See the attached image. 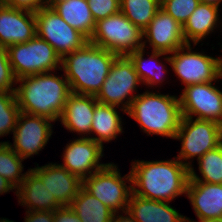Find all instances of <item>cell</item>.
I'll use <instances>...</instances> for the list:
<instances>
[{
  "mask_svg": "<svg viewBox=\"0 0 222 222\" xmlns=\"http://www.w3.org/2000/svg\"><path fill=\"white\" fill-rule=\"evenodd\" d=\"M17 80L12 72L7 48L0 46V91H15Z\"/></svg>",
  "mask_w": 222,
  "mask_h": 222,
  "instance_id": "33",
  "label": "cell"
},
{
  "mask_svg": "<svg viewBox=\"0 0 222 222\" xmlns=\"http://www.w3.org/2000/svg\"><path fill=\"white\" fill-rule=\"evenodd\" d=\"M0 3L35 13L46 5V0H0Z\"/></svg>",
  "mask_w": 222,
  "mask_h": 222,
  "instance_id": "34",
  "label": "cell"
},
{
  "mask_svg": "<svg viewBox=\"0 0 222 222\" xmlns=\"http://www.w3.org/2000/svg\"><path fill=\"white\" fill-rule=\"evenodd\" d=\"M143 48L149 42L152 51L170 55L178 48L186 45L183 26L161 8L157 11L150 24L143 30Z\"/></svg>",
  "mask_w": 222,
  "mask_h": 222,
  "instance_id": "15",
  "label": "cell"
},
{
  "mask_svg": "<svg viewBox=\"0 0 222 222\" xmlns=\"http://www.w3.org/2000/svg\"><path fill=\"white\" fill-rule=\"evenodd\" d=\"M143 40V31L119 11L96 22L89 42L117 56H128L143 48Z\"/></svg>",
  "mask_w": 222,
  "mask_h": 222,
  "instance_id": "5",
  "label": "cell"
},
{
  "mask_svg": "<svg viewBox=\"0 0 222 222\" xmlns=\"http://www.w3.org/2000/svg\"><path fill=\"white\" fill-rule=\"evenodd\" d=\"M58 1H64V0H46V3H56Z\"/></svg>",
  "mask_w": 222,
  "mask_h": 222,
  "instance_id": "42",
  "label": "cell"
},
{
  "mask_svg": "<svg viewBox=\"0 0 222 222\" xmlns=\"http://www.w3.org/2000/svg\"><path fill=\"white\" fill-rule=\"evenodd\" d=\"M118 213L119 212L113 213V215L110 219V222H136L134 220L133 216L129 213V211L126 210L123 212L125 214V216H123L121 214L119 215Z\"/></svg>",
  "mask_w": 222,
  "mask_h": 222,
  "instance_id": "37",
  "label": "cell"
},
{
  "mask_svg": "<svg viewBox=\"0 0 222 222\" xmlns=\"http://www.w3.org/2000/svg\"><path fill=\"white\" fill-rule=\"evenodd\" d=\"M97 103L98 101L93 95L71 93L65 103L64 111L59 121L70 132L73 131L81 137L88 138L92 126L94 108Z\"/></svg>",
  "mask_w": 222,
  "mask_h": 222,
  "instance_id": "18",
  "label": "cell"
},
{
  "mask_svg": "<svg viewBox=\"0 0 222 222\" xmlns=\"http://www.w3.org/2000/svg\"><path fill=\"white\" fill-rule=\"evenodd\" d=\"M161 0H120V11L142 31L160 9Z\"/></svg>",
  "mask_w": 222,
  "mask_h": 222,
  "instance_id": "28",
  "label": "cell"
},
{
  "mask_svg": "<svg viewBox=\"0 0 222 222\" xmlns=\"http://www.w3.org/2000/svg\"><path fill=\"white\" fill-rule=\"evenodd\" d=\"M118 108L98 102L94 108L90 136L88 137L103 146L105 142H110L123 133L122 118L117 111ZM91 134H96L95 136L98 137H91Z\"/></svg>",
  "mask_w": 222,
  "mask_h": 222,
  "instance_id": "24",
  "label": "cell"
},
{
  "mask_svg": "<svg viewBox=\"0 0 222 222\" xmlns=\"http://www.w3.org/2000/svg\"><path fill=\"white\" fill-rule=\"evenodd\" d=\"M37 36L47 41L61 57L81 49L89 40L68 25L64 19L48 5L35 12Z\"/></svg>",
  "mask_w": 222,
  "mask_h": 222,
  "instance_id": "11",
  "label": "cell"
},
{
  "mask_svg": "<svg viewBox=\"0 0 222 222\" xmlns=\"http://www.w3.org/2000/svg\"><path fill=\"white\" fill-rule=\"evenodd\" d=\"M87 3L95 22L120 11V0H87Z\"/></svg>",
  "mask_w": 222,
  "mask_h": 222,
  "instance_id": "32",
  "label": "cell"
},
{
  "mask_svg": "<svg viewBox=\"0 0 222 222\" xmlns=\"http://www.w3.org/2000/svg\"><path fill=\"white\" fill-rule=\"evenodd\" d=\"M15 193L27 211H54L62 206L31 168Z\"/></svg>",
  "mask_w": 222,
  "mask_h": 222,
  "instance_id": "20",
  "label": "cell"
},
{
  "mask_svg": "<svg viewBox=\"0 0 222 222\" xmlns=\"http://www.w3.org/2000/svg\"><path fill=\"white\" fill-rule=\"evenodd\" d=\"M46 5L51 6L68 25L82 33L88 40L93 35L96 22L87 0H64Z\"/></svg>",
  "mask_w": 222,
  "mask_h": 222,
  "instance_id": "23",
  "label": "cell"
},
{
  "mask_svg": "<svg viewBox=\"0 0 222 222\" xmlns=\"http://www.w3.org/2000/svg\"><path fill=\"white\" fill-rule=\"evenodd\" d=\"M169 203L145 199L132 193L127 211L136 222H186V217L179 214Z\"/></svg>",
  "mask_w": 222,
  "mask_h": 222,
  "instance_id": "21",
  "label": "cell"
},
{
  "mask_svg": "<svg viewBox=\"0 0 222 222\" xmlns=\"http://www.w3.org/2000/svg\"><path fill=\"white\" fill-rule=\"evenodd\" d=\"M53 220L54 222H82L70 205L61 206L54 210Z\"/></svg>",
  "mask_w": 222,
  "mask_h": 222,
  "instance_id": "35",
  "label": "cell"
},
{
  "mask_svg": "<svg viewBox=\"0 0 222 222\" xmlns=\"http://www.w3.org/2000/svg\"><path fill=\"white\" fill-rule=\"evenodd\" d=\"M132 193L139 197L171 202L186 194L190 168L176 157L171 160H135L131 164Z\"/></svg>",
  "mask_w": 222,
  "mask_h": 222,
  "instance_id": "1",
  "label": "cell"
},
{
  "mask_svg": "<svg viewBox=\"0 0 222 222\" xmlns=\"http://www.w3.org/2000/svg\"><path fill=\"white\" fill-rule=\"evenodd\" d=\"M145 51V48L138 49L130 53L128 57L132 61L142 85L145 84L152 88L156 84L159 85V83L162 84V82L165 81L164 76L167 72V68L164 64L160 63L158 58L164 55L167 56V53L152 51L149 59H144Z\"/></svg>",
  "mask_w": 222,
  "mask_h": 222,
  "instance_id": "25",
  "label": "cell"
},
{
  "mask_svg": "<svg viewBox=\"0 0 222 222\" xmlns=\"http://www.w3.org/2000/svg\"><path fill=\"white\" fill-rule=\"evenodd\" d=\"M186 196L198 219L222 220V184L189 179Z\"/></svg>",
  "mask_w": 222,
  "mask_h": 222,
  "instance_id": "19",
  "label": "cell"
},
{
  "mask_svg": "<svg viewBox=\"0 0 222 222\" xmlns=\"http://www.w3.org/2000/svg\"><path fill=\"white\" fill-rule=\"evenodd\" d=\"M7 52L16 80L61 69V57L37 35L28 42L9 46Z\"/></svg>",
  "mask_w": 222,
  "mask_h": 222,
  "instance_id": "6",
  "label": "cell"
},
{
  "mask_svg": "<svg viewBox=\"0 0 222 222\" xmlns=\"http://www.w3.org/2000/svg\"><path fill=\"white\" fill-rule=\"evenodd\" d=\"M126 183L129 185L127 186ZM132 176L121 177L120 170L114 163H108L104 168L82 180V187L100 200L114 213L127 210L132 194Z\"/></svg>",
  "mask_w": 222,
  "mask_h": 222,
  "instance_id": "8",
  "label": "cell"
},
{
  "mask_svg": "<svg viewBox=\"0 0 222 222\" xmlns=\"http://www.w3.org/2000/svg\"><path fill=\"white\" fill-rule=\"evenodd\" d=\"M24 160L8 143H0V175L8 180L16 189L27 174V171L22 173V161Z\"/></svg>",
  "mask_w": 222,
  "mask_h": 222,
  "instance_id": "29",
  "label": "cell"
},
{
  "mask_svg": "<svg viewBox=\"0 0 222 222\" xmlns=\"http://www.w3.org/2000/svg\"><path fill=\"white\" fill-rule=\"evenodd\" d=\"M25 222H54L53 211H26Z\"/></svg>",
  "mask_w": 222,
  "mask_h": 222,
  "instance_id": "36",
  "label": "cell"
},
{
  "mask_svg": "<svg viewBox=\"0 0 222 222\" xmlns=\"http://www.w3.org/2000/svg\"><path fill=\"white\" fill-rule=\"evenodd\" d=\"M37 35L35 13L0 3V46L25 43Z\"/></svg>",
  "mask_w": 222,
  "mask_h": 222,
  "instance_id": "16",
  "label": "cell"
},
{
  "mask_svg": "<svg viewBox=\"0 0 222 222\" xmlns=\"http://www.w3.org/2000/svg\"><path fill=\"white\" fill-rule=\"evenodd\" d=\"M127 115L139 123L147 135L175 138L182 118L179 97L149 90L137 94Z\"/></svg>",
  "mask_w": 222,
  "mask_h": 222,
  "instance_id": "4",
  "label": "cell"
},
{
  "mask_svg": "<svg viewBox=\"0 0 222 222\" xmlns=\"http://www.w3.org/2000/svg\"><path fill=\"white\" fill-rule=\"evenodd\" d=\"M139 84L142 83L130 58L128 56H117L111 65L106 80L95 97L99 103L116 107L121 106V111L127 113L132 100L137 96L133 92H137Z\"/></svg>",
  "mask_w": 222,
  "mask_h": 222,
  "instance_id": "10",
  "label": "cell"
},
{
  "mask_svg": "<svg viewBox=\"0 0 222 222\" xmlns=\"http://www.w3.org/2000/svg\"><path fill=\"white\" fill-rule=\"evenodd\" d=\"M117 55L87 42L81 49L64 56L61 69L71 93L96 96Z\"/></svg>",
  "mask_w": 222,
  "mask_h": 222,
  "instance_id": "3",
  "label": "cell"
},
{
  "mask_svg": "<svg viewBox=\"0 0 222 222\" xmlns=\"http://www.w3.org/2000/svg\"><path fill=\"white\" fill-rule=\"evenodd\" d=\"M55 122L47 117L20 112L13 131V144L8 145L23 159L37 155L44 149L52 135V124Z\"/></svg>",
  "mask_w": 222,
  "mask_h": 222,
  "instance_id": "13",
  "label": "cell"
},
{
  "mask_svg": "<svg viewBox=\"0 0 222 222\" xmlns=\"http://www.w3.org/2000/svg\"><path fill=\"white\" fill-rule=\"evenodd\" d=\"M200 3H206V4H212V5H215V6H218L220 5V3L222 2V0H199Z\"/></svg>",
  "mask_w": 222,
  "mask_h": 222,
  "instance_id": "40",
  "label": "cell"
},
{
  "mask_svg": "<svg viewBox=\"0 0 222 222\" xmlns=\"http://www.w3.org/2000/svg\"><path fill=\"white\" fill-rule=\"evenodd\" d=\"M54 73H40L17 80L20 85L15 87V95L20 112L47 117L55 122L60 119L71 90L65 75Z\"/></svg>",
  "mask_w": 222,
  "mask_h": 222,
  "instance_id": "2",
  "label": "cell"
},
{
  "mask_svg": "<svg viewBox=\"0 0 222 222\" xmlns=\"http://www.w3.org/2000/svg\"><path fill=\"white\" fill-rule=\"evenodd\" d=\"M199 4V0H161L160 8L183 26Z\"/></svg>",
  "mask_w": 222,
  "mask_h": 222,
  "instance_id": "31",
  "label": "cell"
},
{
  "mask_svg": "<svg viewBox=\"0 0 222 222\" xmlns=\"http://www.w3.org/2000/svg\"><path fill=\"white\" fill-rule=\"evenodd\" d=\"M174 139L180 140L182 144L176 158L190 168L193 158L198 160L222 143V125L211 120L182 116ZM189 159L192 160L188 162Z\"/></svg>",
  "mask_w": 222,
  "mask_h": 222,
  "instance_id": "7",
  "label": "cell"
},
{
  "mask_svg": "<svg viewBox=\"0 0 222 222\" xmlns=\"http://www.w3.org/2000/svg\"><path fill=\"white\" fill-rule=\"evenodd\" d=\"M19 114L15 91H0V137L14 131Z\"/></svg>",
  "mask_w": 222,
  "mask_h": 222,
  "instance_id": "30",
  "label": "cell"
},
{
  "mask_svg": "<svg viewBox=\"0 0 222 222\" xmlns=\"http://www.w3.org/2000/svg\"><path fill=\"white\" fill-rule=\"evenodd\" d=\"M70 207L82 222H110L113 211L96 197L80 188Z\"/></svg>",
  "mask_w": 222,
  "mask_h": 222,
  "instance_id": "26",
  "label": "cell"
},
{
  "mask_svg": "<svg viewBox=\"0 0 222 222\" xmlns=\"http://www.w3.org/2000/svg\"><path fill=\"white\" fill-rule=\"evenodd\" d=\"M180 95L183 117L211 120L222 125V91L212 82L188 85Z\"/></svg>",
  "mask_w": 222,
  "mask_h": 222,
  "instance_id": "12",
  "label": "cell"
},
{
  "mask_svg": "<svg viewBox=\"0 0 222 222\" xmlns=\"http://www.w3.org/2000/svg\"><path fill=\"white\" fill-rule=\"evenodd\" d=\"M197 162L202 178L196 174L192 165L190 167V180L192 182L222 184V143L206 152Z\"/></svg>",
  "mask_w": 222,
  "mask_h": 222,
  "instance_id": "27",
  "label": "cell"
},
{
  "mask_svg": "<svg viewBox=\"0 0 222 222\" xmlns=\"http://www.w3.org/2000/svg\"><path fill=\"white\" fill-rule=\"evenodd\" d=\"M103 147L89 137H79L66 145L63 152L64 163L60 165L84 180L108 164L100 163L104 155Z\"/></svg>",
  "mask_w": 222,
  "mask_h": 222,
  "instance_id": "14",
  "label": "cell"
},
{
  "mask_svg": "<svg viewBox=\"0 0 222 222\" xmlns=\"http://www.w3.org/2000/svg\"><path fill=\"white\" fill-rule=\"evenodd\" d=\"M0 222H14L13 220H9L7 218H0Z\"/></svg>",
  "mask_w": 222,
  "mask_h": 222,
  "instance_id": "41",
  "label": "cell"
},
{
  "mask_svg": "<svg viewBox=\"0 0 222 222\" xmlns=\"http://www.w3.org/2000/svg\"><path fill=\"white\" fill-rule=\"evenodd\" d=\"M16 191V188L3 176L0 175V194L10 192L11 190Z\"/></svg>",
  "mask_w": 222,
  "mask_h": 222,
  "instance_id": "38",
  "label": "cell"
},
{
  "mask_svg": "<svg viewBox=\"0 0 222 222\" xmlns=\"http://www.w3.org/2000/svg\"><path fill=\"white\" fill-rule=\"evenodd\" d=\"M165 57L184 86L216 82L222 78V58L192 51L191 44L175 50Z\"/></svg>",
  "mask_w": 222,
  "mask_h": 222,
  "instance_id": "9",
  "label": "cell"
},
{
  "mask_svg": "<svg viewBox=\"0 0 222 222\" xmlns=\"http://www.w3.org/2000/svg\"><path fill=\"white\" fill-rule=\"evenodd\" d=\"M32 170L62 206L70 205L82 187V180L58 163L37 164Z\"/></svg>",
  "mask_w": 222,
  "mask_h": 222,
  "instance_id": "17",
  "label": "cell"
},
{
  "mask_svg": "<svg viewBox=\"0 0 222 222\" xmlns=\"http://www.w3.org/2000/svg\"><path fill=\"white\" fill-rule=\"evenodd\" d=\"M219 16L218 6L200 3L183 25L186 44H191L192 41L194 45H197L201 40H204L219 26L217 25L220 24Z\"/></svg>",
  "mask_w": 222,
  "mask_h": 222,
  "instance_id": "22",
  "label": "cell"
},
{
  "mask_svg": "<svg viewBox=\"0 0 222 222\" xmlns=\"http://www.w3.org/2000/svg\"><path fill=\"white\" fill-rule=\"evenodd\" d=\"M186 222H222V220L218 219H199V221L190 220L188 217H186Z\"/></svg>",
  "mask_w": 222,
  "mask_h": 222,
  "instance_id": "39",
  "label": "cell"
}]
</instances>
